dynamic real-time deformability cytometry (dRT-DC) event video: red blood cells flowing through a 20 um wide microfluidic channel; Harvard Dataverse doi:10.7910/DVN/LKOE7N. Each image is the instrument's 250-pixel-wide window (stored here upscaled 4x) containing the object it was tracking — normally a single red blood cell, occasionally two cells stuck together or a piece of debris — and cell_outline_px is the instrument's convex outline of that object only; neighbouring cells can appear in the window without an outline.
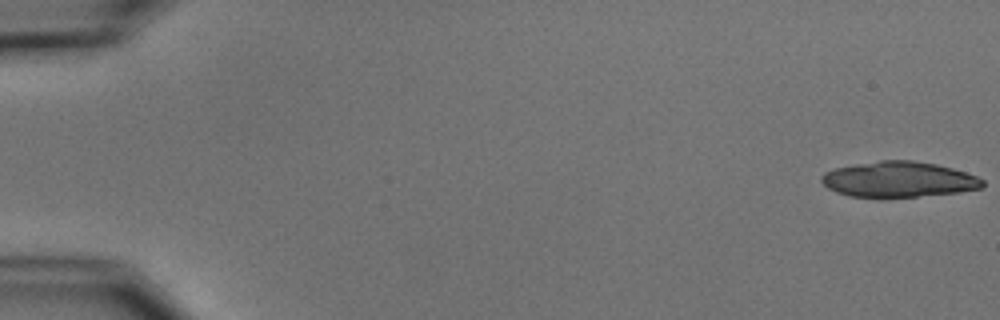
{"species": "common noctule bat (a hibernating species)", "species_latin": "Nyctalus noctula", "temperature_condition": "cold", "stored_images_in_passage": 6, "camera_frame_rate_fps": 3000, "um_per_image_px": 0.085, "animal": {"sex": "male", "body_mass_g": 15.6}, "frame": {"image": 1, "passage_image": 1, "time_ms": 0.0, "image_size_px": [1000, 320], "cell_outline_px": [[984, 188], [956, 192], [880, 200], [848, 196], [836, 192], [828, 188], [820, 180], [820, 176], [824, 172], [836, 168], [856, 164], [880, 160], [912, 160], [936, 164], [952, 168], [976, 176], [984, 180]], "centroid_in_image_um": [76.34, 15.28], "position_along_channel_um": 8.7, "area_um2": 34.04}}